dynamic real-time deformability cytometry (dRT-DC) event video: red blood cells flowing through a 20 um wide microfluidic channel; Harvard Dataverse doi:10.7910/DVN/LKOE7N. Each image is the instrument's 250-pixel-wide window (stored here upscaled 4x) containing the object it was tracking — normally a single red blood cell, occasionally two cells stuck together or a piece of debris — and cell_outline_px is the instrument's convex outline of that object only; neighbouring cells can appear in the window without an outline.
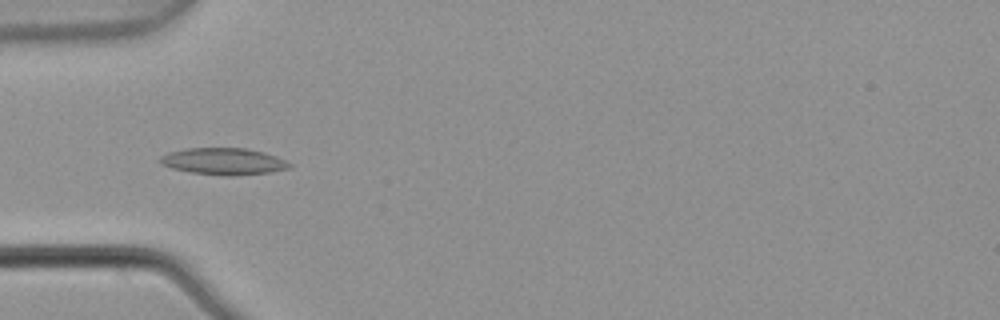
{"species": "common noctule bat (a hibernating species)", "species_latin": "Nyctalus noctula", "temperature_condition": "warm", "stored_images_in_passage": 4, "camera_frame_rate_fps": 3000, "um_per_image_px": 0.085, "animal": {"sex": "male", "body_mass_g": 21.5, "forearm_length_mm": 52.0}, "frame": {"image": 1, "passage_image": 4, "time_ms": 1.0, "image_size_px": [1000, 320], "cell_outline_px": [[292, 168], [268, 172], [232, 176], [224, 176], [192, 172], [172, 168], [160, 164], [160, 156], [168, 152], [188, 148], [244, 148], [264, 152], [276, 156], [292, 164]], "centroid_in_image_um": [19.01, 13.71], "position_along_channel_um": 66.0, "area_um2": 20.11}}